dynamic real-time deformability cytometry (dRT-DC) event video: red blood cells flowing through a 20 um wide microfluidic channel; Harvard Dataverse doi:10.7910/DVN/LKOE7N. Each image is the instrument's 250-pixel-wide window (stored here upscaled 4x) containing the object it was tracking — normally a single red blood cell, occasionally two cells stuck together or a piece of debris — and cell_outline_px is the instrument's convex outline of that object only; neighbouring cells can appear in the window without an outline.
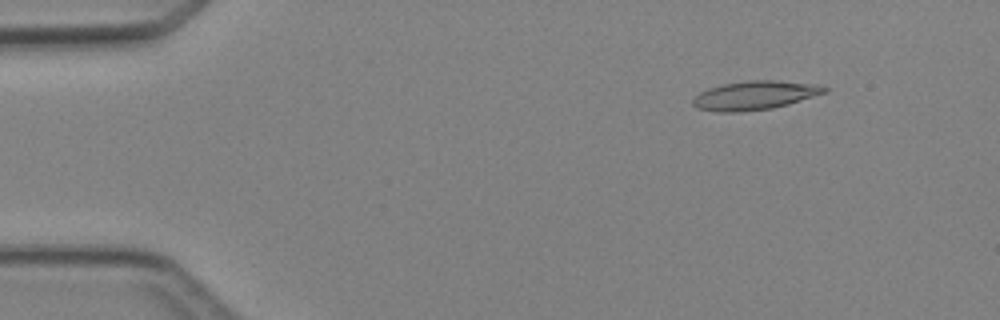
{"species": "Egyptian fruit bat (a non-hibernating species)", "species_latin": "Rousettus aegyptiacus", "temperature_condition": "cold", "stored_images_in_passage": 4, "camera_frame_rate_fps": 3000, "um_per_image_px": 0.085, "animal": {"sex": "female"}, "frame": {"image": 1, "passage_image": 2, "time_ms": 1.0, "image_size_px": [1000, 320], "cell_outline_px": [[828, 92], [788, 104], [772, 108], [740, 112], [720, 112], [700, 108], [692, 104], [692, 100], [700, 92], [708, 88], [724, 84], [748, 80], [776, 80], [820, 84], [828, 88]], "centroid_in_image_um": [64.21, 8.09], "position_along_channel_um": 20.8, "area_um2": 22.08}}